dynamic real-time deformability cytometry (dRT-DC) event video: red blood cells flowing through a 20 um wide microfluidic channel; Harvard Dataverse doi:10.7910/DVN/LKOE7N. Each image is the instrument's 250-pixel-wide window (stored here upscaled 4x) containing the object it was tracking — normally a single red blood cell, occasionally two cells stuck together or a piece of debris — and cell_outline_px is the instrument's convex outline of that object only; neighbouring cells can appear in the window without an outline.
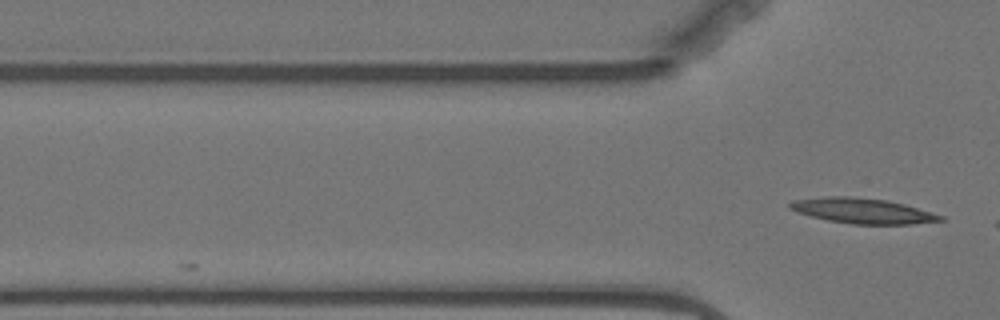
{"species": "Egyptian fruit bat (a non-hibernating species)", "species_latin": "Rousettus aegyptiacus", "temperature_condition": "warm", "stored_images_in_passage": 2, "camera_frame_rate_fps": 3000, "um_per_image_px": 0.085, "animal": {"sex": "female"}, "frame": {"image": 1, "passage_image": 2, "time_ms": 1.333, "image_size_px": [1000, 320], "cell_outline_px": [[948, 220], [912, 224], [852, 224], [828, 220], [796, 212], [788, 208], [788, 204], [792, 200], [824, 196], [852, 196], [888, 200], [904, 204], [944, 216]], "centroid_in_image_um": [73.31, 17.91], "position_along_channel_um": 52.5, "area_um2": 22.31}}